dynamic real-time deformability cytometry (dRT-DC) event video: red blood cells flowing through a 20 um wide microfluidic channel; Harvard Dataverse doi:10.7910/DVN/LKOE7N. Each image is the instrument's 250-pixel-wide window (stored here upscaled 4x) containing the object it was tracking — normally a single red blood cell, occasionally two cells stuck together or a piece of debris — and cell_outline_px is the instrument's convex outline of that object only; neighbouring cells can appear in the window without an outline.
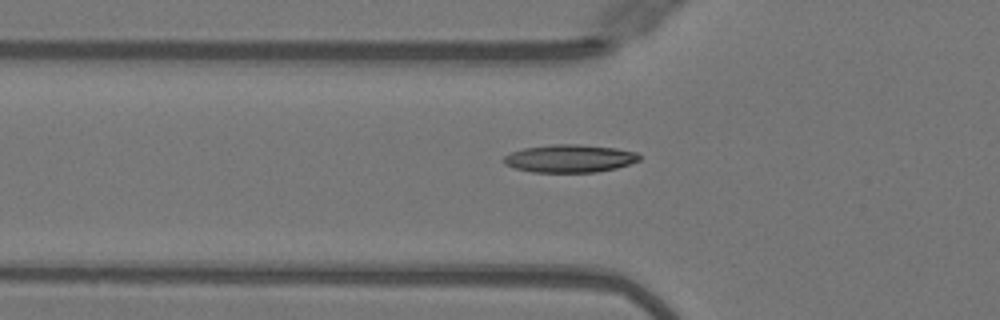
{"species": "Egyptian fruit bat (a non-hibernating species)", "species_latin": "Rousettus aegyptiacus", "temperature_condition": "warm", "stored_images_in_passage": 32, "camera_frame_rate_fps": 3000, "um_per_image_px": 0.085, "animal": {"sex": "female"}, "frame": {"image": 1, "passage_image": 2, "time_ms": 0.333, "image_size_px": [1000, 320], "cell_outline_px": [[640, 160], [616, 168], [596, 172], [532, 172], [516, 168], [504, 164], [504, 156], [512, 152], [524, 148], [556, 144], [576, 144], [616, 148], [636, 152], [640, 156]], "centroid_in_image_um": [48.43, 13.47], "position_along_channel_um": 77.4, "area_um2": 21.79}}
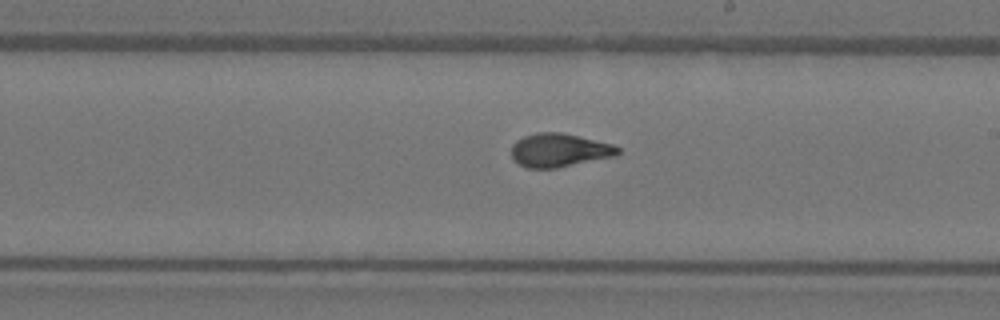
{"frame": {"image": 2, "passage_image": 14, "time_ms": 4.333, "image_size_px": [1000, 320], "cell_outline_px": [[620, 152], [616, 156], [556, 168], [528, 168], [512, 160], [512, 144], [516, 140], [524, 136], [536, 132], [560, 132], [612, 144], [620, 148]], "centroid_in_image_um": [47.52, 12.77], "position_along_channel_um": 241.5, "area_um2": 20.75}}
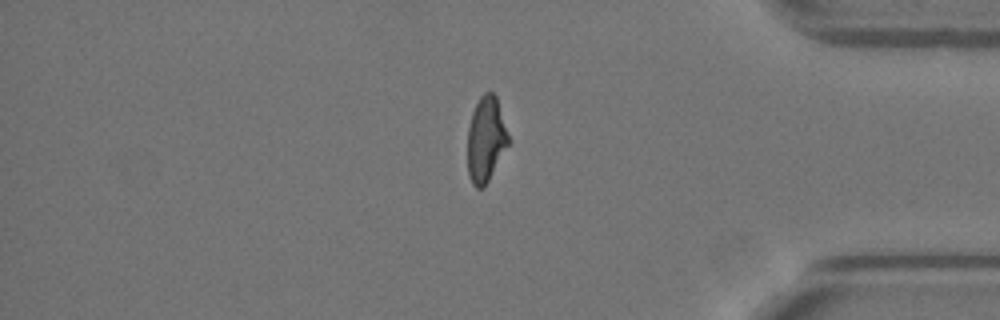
{"frame": {"image": 3, "passage_image": 27, "time_ms": 8.667, "image_size_px": [1000, 320], "cell_outline_px": [[508, 144], [484, 188], [476, 188], [472, 184], [468, 176], [468, 128], [472, 112], [480, 96], [484, 92], [492, 92], [496, 96], [508, 132]], "centroid_in_image_um": [41.28, 11.85], "position_along_channel_um": 393.9, "area_um2": 20.11}, "authors_computed_cell_mechanics": {"area_um2": 20.8369, "velocity_mm_per_s": 4.0811, "shape_relaxation_time_tau1_ms": 5.2902, "shape_relaxation_time_tau2_ms": 0.825, "deformation_change_tau1": 0.1998, "deformation_change_tau2": 0.0768}}